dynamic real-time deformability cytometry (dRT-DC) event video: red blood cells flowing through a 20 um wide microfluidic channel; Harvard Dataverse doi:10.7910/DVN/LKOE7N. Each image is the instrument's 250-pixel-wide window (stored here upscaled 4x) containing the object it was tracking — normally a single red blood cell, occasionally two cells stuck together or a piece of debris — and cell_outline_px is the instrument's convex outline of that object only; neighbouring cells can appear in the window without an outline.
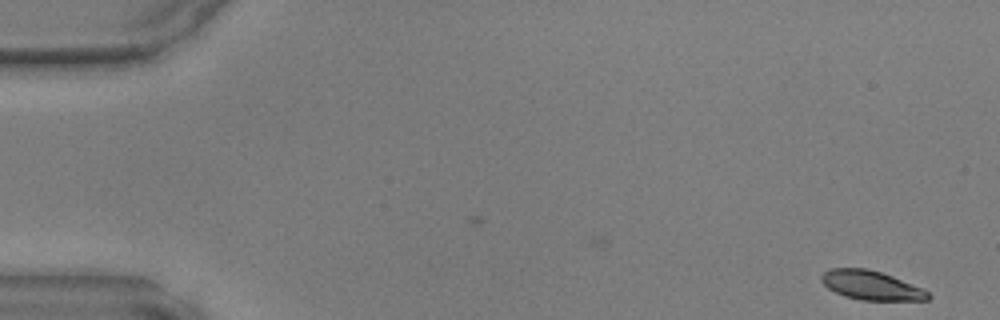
{"species": "common noctule bat (a hibernating species)", "species_latin": "Nyctalus noctula", "temperature_condition": "warm", "stored_images_in_passage": 38, "camera_frame_rate_fps": 3000, "um_per_image_px": 0.085, "animal": {"sex": "male", "body_mass_g": 17.9, "forearm_length_mm": 54.2}, "frame": {"image": 1, "passage_image": 1, "time_ms": 0.0, "image_size_px": [1000, 320], "cell_outline_px": [[932, 296], [928, 300], [860, 300], [844, 296], [828, 288], [820, 280], [820, 276], [828, 268], [868, 268], [892, 276], [924, 288]], "centroid_in_image_um": [74.05, 24.25], "position_along_channel_um": 10.9, "area_um2": 18.21}}
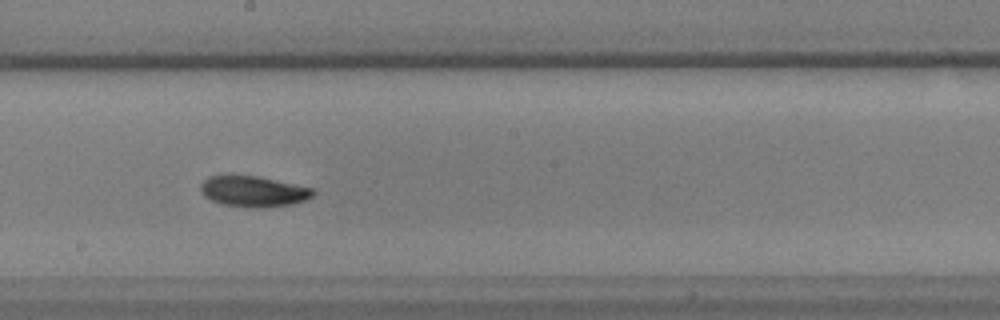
{"frame": {"image": 2, "passage_image": 26, "time_ms": 8.333, "image_size_px": [1000, 320], "cell_outline_px": [[316, 192], [312, 196], [304, 200], [292, 204], [260, 208], [244, 208], [220, 204], [204, 196], [200, 192], [200, 184], [208, 176], [228, 172], [256, 176], [312, 188]], "centroid_in_image_um": [21.43, 16.24], "position_along_channel_um": 226.8, "area_um2": 20.81}}
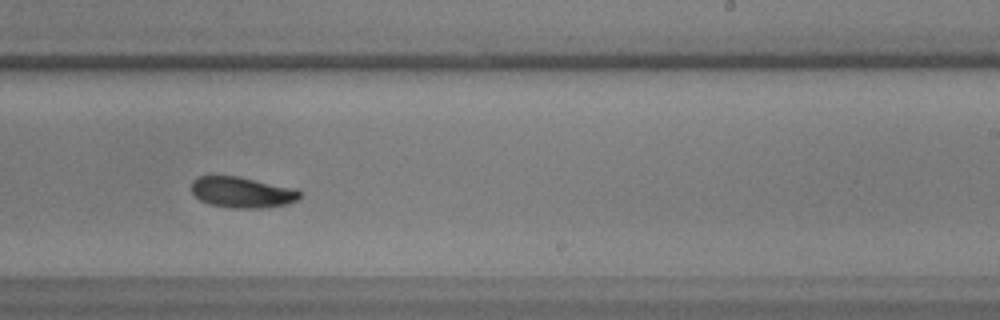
{"frame": {"image": 3, "passage_image": 29, "time_ms": 9.333, "image_size_px": [1000, 320], "cell_outline_px": [[300, 196], [296, 200], [288, 204], [260, 208], [232, 208], [208, 204], [200, 200], [192, 192], [192, 180], [196, 176], [240, 176], [296, 188], [300, 192]], "centroid_in_image_um": [20.57, 16.34], "position_along_channel_um": 268.4, "area_um2": 19.65}}